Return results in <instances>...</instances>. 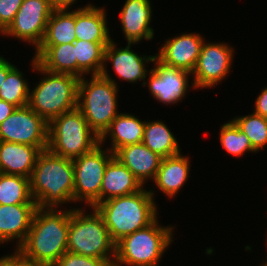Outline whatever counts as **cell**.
I'll list each match as a JSON object with an SVG mask.
<instances>
[{"mask_svg":"<svg viewBox=\"0 0 267 266\" xmlns=\"http://www.w3.org/2000/svg\"><path fill=\"white\" fill-rule=\"evenodd\" d=\"M233 121L249 138L255 151L262 150L267 145V118L252 113L248 116H237Z\"/></svg>","mask_w":267,"mask_h":266,"instance_id":"f546056e","label":"cell"},{"mask_svg":"<svg viewBox=\"0 0 267 266\" xmlns=\"http://www.w3.org/2000/svg\"><path fill=\"white\" fill-rule=\"evenodd\" d=\"M14 67L9 61L5 60L2 56L0 57V87L7 77L8 72Z\"/></svg>","mask_w":267,"mask_h":266,"instance_id":"8d00e7d4","label":"cell"},{"mask_svg":"<svg viewBox=\"0 0 267 266\" xmlns=\"http://www.w3.org/2000/svg\"><path fill=\"white\" fill-rule=\"evenodd\" d=\"M67 250L75 254L105 259L113 266L115 260L111 258L116 256V244L110 237L103 217L95 208L89 215L79 208L69 210Z\"/></svg>","mask_w":267,"mask_h":266,"instance_id":"8992f818","label":"cell"},{"mask_svg":"<svg viewBox=\"0 0 267 266\" xmlns=\"http://www.w3.org/2000/svg\"><path fill=\"white\" fill-rule=\"evenodd\" d=\"M219 134L220 143L229 154L242 156L246 151L256 152L249 138L233 120L223 124Z\"/></svg>","mask_w":267,"mask_h":266,"instance_id":"4dcf8cb0","label":"cell"},{"mask_svg":"<svg viewBox=\"0 0 267 266\" xmlns=\"http://www.w3.org/2000/svg\"><path fill=\"white\" fill-rule=\"evenodd\" d=\"M144 128V121L142 122L137 117L129 115V113H120L100 137V144H103L106 136L110 135L112 137L110 151L115 153L121 147L141 143L143 141Z\"/></svg>","mask_w":267,"mask_h":266,"instance_id":"cb8c5ba5","label":"cell"},{"mask_svg":"<svg viewBox=\"0 0 267 266\" xmlns=\"http://www.w3.org/2000/svg\"><path fill=\"white\" fill-rule=\"evenodd\" d=\"M30 88L23 74L14 66L0 87V100L13 104L17 108L28 105Z\"/></svg>","mask_w":267,"mask_h":266,"instance_id":"f1b7e54d","label":"cell"},{"mask_svg":"<svg viewBox=\"0 0 267 266\" xmlns=\"http://www.w3.org/2000/svg\"><path fill=\"white\" fill-rule=\"evenodd\" d=\"M0 204H37L31 195L30 178L0 173Z\"/></svg>","mask_w":267,"mask_h":266,"instance_id":"83f0119b","label":"cell"},{"mask_svg":"<svg viewBox=\"0 0 267 266\" xmlns=\"http://www.w3.org/2000/svg\"><path fill=\"white\" fill-rule=\"evenodd\" d=\"M15 254L0 258V266H17L22 260V254L16 249Z\"/></svg>","mask_w":267,"mask_h":266,"instance_id":"e575fe53","label":"cell"},{"mask_svg":"<svg viewBox=\"0 0 267 266\" xmlns=\"http://www.w3.org/2000/svg\"><path fill=\"white\" fill-rule=\"evenodd\" d=\"M151 14L149 0H126L120 19L128 43L135 44L142 39H153L154 31L149 27Z\"/></svg>","mask_w":267,"mask_h":266,"instance_id":"ac0fdd59","label":"cell"},{"mask_svg":"<svg viewBox=\"0 0 267 266\" xmlns=\"http://www.w3.org/2000/svg\"><path fill=\"white\" fill-rule=\"evenodd\" d=\"M156 67L150 70L149 91L152 96L164 104L180 101L188 90V75L182 69L171 68L155 59Z\"/></svg>","mask_w":267,"mask_h":266,"instance_id":"4fadbf2b","label":"cell"},{"mask_svg":"<svg viewBox=\"0 0 267 266\" xmlns=\"http://www.w3.org/2000/svg\"><path fill=\"white\" fill-rule=\"evenodd\" d=\"M0 141L48 146V123L28 105L16 108L0 124Z\"/></svg>","mask_w":267,"mask_h":266,"instance_id":"30bf717a","label":"cell"},{"mask_svg":"<svg viewBox=\"0 0 267 266\" xmlns=\"http://www.w3.org/2000/svg\"><path fill=\"white\" fill-rule=\"evenodd\" d=\"M53 10L50 0H23L14 20L2 34L33 43L37 49Z\"/></svg>","mask_w":267,"mask_h":266,"instance_id":"8fae6325","label":"cell"},{"mask_svg":"<svg viewBox=\"0 0 267 266\" xmlns=\"http://www.w3.org/2000/svg\"><path fill=\"white\" fill-rule=\"evenodd\" d=\"M156 219L149 226L124 237L116 244L113 266H157L172 242L173 227H161Z\"/></svg>","mask_w":267,"mask_h":266,"instance_id":"ba28073f","label":"cell"},{"mask_svg":"<svg viewBox=\"0 0 267 266\" xmlns=\"http://www.w3.org/2000/svg\"><path fill=\"white\" fill-rule=\"evenodd\" d=\"M69 210L37 207L24 243L17 249L23 259L53 266L67 252Z\"/></svg>","mask_w":267,"mask_h":266,"instance_id":"6da1fadb","label":"cell"},{"mask_svg":"<svg viewBox=\"0 0 267 266\" xmlns=\"http://www.w3.org/2000/svg\"><path fill=\"white\" fill-rule=\"evenodd\" d=\"M35 53L38 64L45 70L77 77L74 43L39 45Z\"/></svg>","mask_w":267,"mask_h":266,"instance_id":"7402d4cb","label":"cell"},{"mask_svg":"<svg viewBox=\"0 0 267 266\" xmlns=\"http://www.w3.org/2000/svg\"><path fill=\"white\" fill-rule=\"evenodd\" d=\"M91 77L89 82L83 77L79 80L77 108L90 128L101 137L119 114L116 112L118 86L115 80L110 78L106 66L100 75Z\"/></svg>","mask_w":267,"mask_h":266,"instance_id":"5b68a950","label":"cell"},{"mask_svg":"<svg viewBox=\"0 0 267 266\" xmlns=\"http://www.w3.org/2000/svg\"><path fill=\"white\" fill-rule=\"evenodd\" d=\"M143 185L134 174L117 158L113 157L106 166L100 189V202L140 191Z\"/></svg>","mask_w":267,"mask_h":266,"instance_id":"ffe728a7","label":"cell"},{"mask_svg":"<svg viewBox=\"0 0 267 266\" xmlns=\"http://www.w3.org/2000/svg\"><path fill=\"white\" fill-rule=\"evenodd\" d=\"M76 0H50L54 9H69Z\"/></svg>","mask_w":267,"mask_h":266,"instance_id":"74e56055","label":"cell"},{"mask_svg":"<svg viewBox=\"0 0 267 266\" xmlns=\"http://www.w3.org/2000/svg\"><path fill=\"white\" fill-rule=\"evenodd\" d=\"M17 266H43V265L35 264L34 262H29L23 259Z\"/></svg>","mask_w":267,"mask_h":266,"instance_id":"f35d334b","label":"cell"},{"mask_svg":"<svg viewBox=\"0 0 267 266\" xmlns=\"http://www.w3.org/2000/svg\"><path fill=\"white\" fill-rule=\"evenodd\" d=\"M47 147L0 141V173L30 178L38 155Z\"/></svg>","mask_w":267,"mask_h":266,"instance_id":"2e32d148","label":"cell"},{"mask_svg":"<svg viewBox=\"0 0 267 266\" xmlns=\"http://www.w3.org/2000/svg\"><path fill=\"white\" fill-rule=\"evenodd\" d=\"M203 37L197 34H181L168 39L156 55L163 65L182 69L192 74L200 55Z\"/></svg>","mask_w":267,"mask_h":266,"instance_id":"5bb4252c","label":"cell"},{"mask_svg":"<svg viewBox=\"0 0 267 266\" xmlns=\"http://www.w3.org/2000/svg\"><path fill=\"white\" fill-rule=\"evenodd\" d=\"M100 144V137L90 128L82 112L75 108L48 123V146L52 153L75 159Z\"/></svg>","mask_w":267,"mask_h":266,"instance_id":"52a82bcc","label":"cell"},{"mask_svg":"<svg viewBox=\"0 0 267 266\" xmlns=\"http://www.w3.org/2000/svg\"><path fill=\"white\" fill-rule=\"evenodd\" d=\"M54 9L46 25L45 34L40 45H60L74 43L75 11Z\"/></svg>","mask_w":267,"mask_h":266,"instance_id":"d4e9b609","label":"cell"},{"mask_svg":"<svg viewBox=\"0 0 267 266\" xmlns=\"http://www.w3.org/2000/svg\"><path fill=\"white\" fill-rule=\"evenodd\" d=\"M17 107L4 100H0V124L8 118Z\"/></svg>","mask_w":267,"mask_h":266,"instance_id":"d590c367","label":"cell"},{"mask_svg":"<svg viewBox=\"0 0 267 266\" xmlns=\"http://www.w3.org/2000/svg\"><path fill=\"white\" fill-rule=\"evenodd\" d=\"M31 195L40 208H56L74 201V165L72 159L42 150L30 177Z\"/></svg>","mask_w":267,"mask_h":266,"instance_id":"7a4b0ae2","label":"cell"},{"mask_svg":"<svg viewBox=\"0 0 267 266\" xmlns=\"http://www.w3.org/2000/svg\"><path fill=\"white\" fill-rule=\"evenodd\" d=\"M131 43L125 48H116L114 41L106 46L104 51V62L111 61L118 76L128 82L143 80L142 85H146L145 78L148 71L144 64L155 62V56L142 57L130 49Z\"/></svg>","mask_w":267,"mask_h":266,"instance_id":"9a60e30c","label":"cell"},{"mask_svg":"<svg viewBox=\"0 0 267 266\" xmlns=\"http://www.w3.org/2000/svg\"><path fill=\"white\" fill-rule=\"evenodd\" d=\"M233 49L225 43H206L203 41L200 55L192 72L193 88L213 87L229 73Z\"/></svg>","mask_w":267,"mask_h":266,"instance_id":"7c38bea8","label":"cell"},{"mask_svg":"<svg viewBox=\"0 0 267 266\" xmlns=\"http://www.w3.org/2000/svg\"><path fill=\"white\" fill-rule=\"evenodd\" d=\"M37 204H0V243L19 239V248L28 235Z\"/></svg>","mask_w":267,"mask_h":266,"instance_id":"e0dca14e","label":"cell"},{"mask_svg":"<svg viewBox=\"0 0 267 266\" xmlns=\"http://www.w3.org/2000/svg\"><path fill=\"white\" fill-rule=\"evenodd\" d=\"M189 159L181 153L162 158L154 182L168 197H174L189 177Z\"/></svg>","mask_w":267,"mask_h":266,"instance_id":"603a6c76","label":"cell"},{"mask_svg":"<svg viewBox=\"0 0 267 266\" xmlns=\"http://www.w3.org/2000/svg\"><path fill=\"white\" fill-rule=\"evenodd\" d=\"M110 42H89L76 40L74 42L77 60V77L82 78L91 71V75H100L104 67V51Z\"/></svg>","mask_w":267,"mask_h":266,"instance_id":"484cf974","label":"cell"},{"mask_svg":"<svg viewBox=\"0 0 267 266\" xmlns=\"http://www.w3.org/2000/svg\"><path fill=\"white\" fill-rule=\"evenodd\" d=\"M102 8L87 5L75 11V33L77 40L89 42H110L111 37Z\"/></svg>","mask_w":267,"mask_h":266,"instance_id":"44dd1931","label":"cell"},{"mask_svg":"<svg viewBox=\"0 0 267 266\" xmlns=\"http://www.w3.org/2000/svg\"><path fill=\"white\" fill-rule=\"evenodd\" d=\"M114 157L124 164L142 185L149 178L154 180L162 160V157L146 147L143 142L119 148Z\"/></svg>","mask_w":267,"mask_h":266,"instance_id":"d6986e66","label":"cell"},{"mask_svg":"<svg viewBox=\"0 0 267 266\" xmlns=\"http://www.w3.org/2000/svg\"><path fill=\"white\" fill-rule=\"evenodd\" d=\"M142 142L146 147L157 153L162 158L180 153L176 138L168 127L159 120L145 122Z\"/></svg>","mask_w":267,"mask_h":266,"instance_id":"4316f807","label":"cell"},{"mask_svg":"<svg viewBox=\"0 0 267 266\" xmlns=\"http://www.w3.org/2000/svg\"><path fill=\"white\" fill-rule=\"evenodd\" d=\"M23 0H0V32L3 33L14 20Z\"/></svg>","mask_w":267,"mask_h":266,"instance_id":"d6a6232c","label":"cell"},{"mask_svg":"<svg viewBox=\"0 0 267 266\" xmlns=\"http://www.w3.org/2000/svg\"><path fill=\"white\" fill-rule=\"evenodd\" d=\"M100 146L101 144L92 151L72 160L74 165V202L83 200L92 208L100 203V189L104 172L107 164L114 157V153L108 148L107 151H104Z\"/></svg>","mask_w":267,"mask_h":266,"instance_id":"9c48e42d","label":"cell"},{"mask_svg":"<svg viewBox=\"0 0 267 266\" xmlns=\"http://www.w3.org/2000/svg\"><path fill=\"white\" fill-rule=\"evenodd\" d=\"M254 113L267 118V87L262 90L256 99Z\"/></svg>","mask_w":267,"mask_h":266,"instance_id":"836d02e7","label":"cell"},{"mask_svg":"<svg viewBox=\"0 0 267 266\" xmlns=\"http://www.w3.org/2000/svg\"><path fill=\"white\" fill-rule=\"evenodd\" d=\"M34 70L43 73V78L29 93L28 106L47 123L55 117L77 108L80 78L62 73H53L42 68L35 57Z\"/></svg>","mask_w":267,"mask_h":266,"instance_id":"277c9868","label":"cell"},{"mask_svg":"<svg viewBox=\"0 0 267 266\" xmlns=\"http://www.w3.org/2000/svg\"><path fill=\"white\" fill-rule=\"evenodd\" d=\"M152 191L142 188L133 194L110 198L94 208L103 217L115 244L124 237L143 229L157 219Z\"/></svg>","mask_w":267,"mask_h":266,"instance_id":"3957f363","label":"cell"},{"mask_svg":"<svg viewBox=\"0 0 267 266\" xmlns=\"http://www.w3.org/2000/svg\"><path fill=\"white\" fill-rule=\"evenodd\" d=\"M53 266H112L102 258L88 257L72 252H65Z\"/></svg>","mask_w":267,"mask_h":266,"instance_id":"1f68e13d","label":"cell"}]
</instances>
